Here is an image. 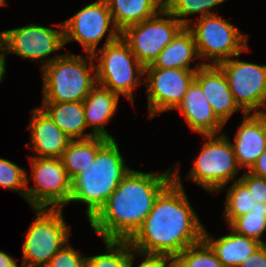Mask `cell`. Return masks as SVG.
I'll use <instances>...</instances> for the list:
<instances>
[{
	"label": "cell",
	"instance_id": "obj_1",
	"mask_svg": "<svg viewBox=\"0 0 266 267\" xmlns=\"http://www.w3.org/2000/svg\"><path fill=\"white\" fill-rule=\"evenodd\" d=\"M204 225L191 207L178 169L174 180L157 197L141 227L128 240L133 250L173 259L203 239Z\"/></svg>",
	"mask_w": 266,
	"mask_h": 267
},
{
	"label": "cell",
	"instance_id": "obj_2",
	"mask_svg": "<svg viewBox=\"0 0 266 267\" xmlns=\"http://www.w3.org/2000/svg\"><path fill=\"white\" fill-rule=\"evenodd\" d=\"M173 180L170 169L160 175L131 169L89 220L91 228L103 240H129Z\"/></svg>",
	"mask_w": 266,
	"mask_h": 267
},
{
	"label": "cell",
	"instance_id": "obj_3",
	"mask_svg": "<svg viewBox=\"0 0 266 267\" xmlns=\"http://www.w3.org/2000/svg\"><path fill=\"white\" fill-rule=\"evenodd\" d=\"M130 170L116 140L109 139L98 150L94 163L71 180L70 202L87 204V219L90 220Z\"/></svg>",
	"mask_w": 266,
	"mask_h": 267
},
{
	"label": "cell",
	"instance_id": "obj_4",
	"mask_svg": "<svg viewBox=\"0 0 266 267\" xmlns=\"http://www.w3.org/2000/svg\"><path fill=\"white\" fill-rule=\"evenodd\" d=\"M94 59L91 54L85 57L70 53L46 59L41 67L43 103L83 101L97 84Z\"/></svg>",
	"mask_w": 266,
	"mask_h": 267
},
{
	"label": "cell",
	"instance_id": "obj_5",
	"mask_svg": "<svg viewBox=\"0 0 266 267\" xmlns=\"http://www.w3.org/2000/svg\"><path fill=\"white\" fill-rule=\"evenodd\" d=\"M34 211L36 218L24 233L21 267H45L70 236L62 208H34Z\"/></svg>",
	"mask_w": 266,
	"mask_h": 267
},
{
	"label": "cell",
	"instance_id": "obj_6",
	"mask_svg": "<svg viewBox=\"0 0 266 267\" xmlns=\"http://www.w3.org/2000/svg\"><path fill=\"white\" fill-rule=\"evenodd\" d=\"M96 54H100L99 63L95 65L97 84L119 97L123 94L133 103V90L141 84L140 77L145 76V67L131 52L128 43L120 36L96 51L94 58Z\"/></svg>",
	"mask_w": 266,
	"mask_h": 267
},
{
	"label": "cell",
	"instance_id": "obj_7",
	"mask_svg": "<svg viewBox=\"0 0 266 267\" xmlns=\"http://www.w3.org/2000/svg\"><path fill=\"white\" fill-rule=\"evenodd\" d=\"M216 136L205 135L208 141L202 145L188 173L189 179L213 193L221 191L231 179L238 176L241 169L228 136L224 133Z\"/></svg>",
	"mask_w": 266,
	"mask_h": 267
},
{
	"label": "cell",
	"instance_id": "obj_8",
	"mask_svg": "<svg viewBox=\"0 0 266 267\" xmlns=\"http://www.w3.org/2000/svg\"><path fill=\"white\" fill-rule=\"evenodd\" d=\"M187 27L193 34L199 57L208 58L212 65L234 56L238 59L240 53L249 50L247 35L216 14L199 17L196 25Z\"/></svg>",
	"mask_w": 266,
	"mask_h": 267
},
{
	"label": "cell",
	"instance_id": "obj_9",
	"mask_svg": "<svg viewBox=\"0 0 266 267\" xmlns=\"http://www.w3.org/2000/svg\"><path fill=\"white\" fill-rule=\"evenodd\" d=\"M184 27L163 8L154 17L127 27L121 32V37L128 43L136 59L146 67L154 63L160 52Z\"/></svg>",
	"mask_w": 266,
	"mask_h": 267
},
{
	"label": "cell",
	"instance_id": "obj_10",
	"mask_svg": "<svg viewBox=\"0 0 266 267\" xmlns=\"http://www.w3.org/2000/svg\"><path fill=\"white\" fill-rule=\"evenodd\" d=\"M33 187L26 189L25 199L34 208H62L70 202L71 179L61 158L31 157Z\"/></svg>",
	"mask_w": 266,
	"mask_h": 267
},
{
	"label": "cell",
	"instance_id": "obj_11",
	"mask_svg": "<svg viewBox=\"0 0 266 267\" xmlns=\"http://www.w3.org/2000/svg\"><path fill=\"white\" fill-rule=\"evenodd\" d=\"M111 22L113 26L109 28ZM62 23L65 45L70 41H78L85 52L91 55L97 51V45L106 32L109 33L104 45L121 36V32L113 24V18L105 0H97L84 6Z\"/></svg>",
	"mask_w": 266,
	"mask_h": 267
},
{
	"label": "cell",
	"instance_id": "obj_12",
	"mask_svg": "<svg viewBox=\"0 0 266 267\" xmlns=\"http://www.w3.org/2000/svg\"><path fill=\"white\" fill-rule=\"evenodd\" d=\"M243 114L266 106V65L228 59L218 64Z\"/></svg>",
	"mask_w": 266,
	"mask_h": 267
},
{
	"label": "cell",
	"instance_id": "obj_13",
	"mask_svg": "<svg viewBox=\"0 0 266 267\" xmlns=\"http://www.w3.org/2000/svg\"><path fill=\"white\" fill-rule=\"evenodd\" d=\"M58 25L62 27L61 30L32 23L20 28L1 31L0 42L6 53L44 63L43 58L65 46L63 23Z\"/></svg>",
	"mask_w": 266,
	"mask_h": 267
},
{
	"label": "cell",
	"instance_id": "obj_14",
	"mask_svg": "<svg viewBox=\"0 0 266 267\" xmlns=\"http://www.w3.org/2000/svg\"><path fill=\"white\" fill-rule=\"evenodd\" d=\"M198 69H144L149 117L175 109L182 101Z\"/></svg>",
	"mask_w": 266,
	"mask_h": 267
},
{
	"label": "cell",
	"instance_id": "obj_15",
	"mask_svg": "<svg viewBox=\"0 0 266 267\" xmlns=\"http://www.w3.org/2000/svg\"><path fill=\"white\" fill-rule=\"evenodd\" d=\"M194 80L201 86L216 116L224 123L234 112L241 110L229 88L228 80L218 65H203Z\"/></svg>",
	"mask_w": 266,
	"mask_h": 267
},
{
	"label": "cell",
	"instance_id": "obj_16",
	"mask_svg": "<svg viewBox=\"0 0 266 267\" xmlns=\"http://www.w3.org/2000/svg\"><path fill=\"white\" fill-rule=\"evenodd\" d=\"M185 117L188 126L194 132L205 135H217L225 125L214 113L201 86L193 80L182 101L175 108Z\"/></svg>",
	"mask_w": 266,
	"mask_h": 267
},
{
	"label": "cell",
	"instance_id": "obj_17",
	"mask_svg": "<svg viewBox=\"0 0 266 267\" xmlns=\"http://www.w3.org/2000/svg\"><path fill=\"white\" fill-rule=\"evenodd\" d=\"M32 112L29 129H31V148L37 155L35 157L61 158L72 139L40 107Z\"/></svg>",
	"mask_w": 266,
	"mask_h": 267
},
{
	"label": "cell",
	"instance_id": "obj_18",
	"mask_svg": "<svg viewBox=\"0 0 266 267\" xmlns=\"http://www.w3.org/2000/svg\"><path fill=\"white\" fill-rule=\"evenodd\" d=\"M243 122L235 134V143H231L239 167L249 170L259 156L266 151V129L256 113L243 115Z\"/></svg>",
	"mask_w": 266,
	"mask_h": 267
},
{
	"label": "cell",
	"instance_id": "obj_19",
	"mask_svg": "<svg viewBox=\"0 0 266 267\" xmlns=\"http://www.w3.org/2000/svg\"><path fill=\"white\" fill-rule=\"evenodd\" d=\"M119 96L109 89L98 84L90 91L83 100L85 121L87 128H90L94 136L115 139L105 129L116 113Z\"/></svg>",
	"mask_w": 266,
	"mask_h": 267
},
{
	"label": "cell",
	"instance_id": "obj_20",
	"mask_svg": "<svg viewBox=\"0 0 266 267\" xmlns=\"http://www.w3.org/2000/svg\"><path fill=\"white\" fill-rule=\"evenodd\" d=\"M200 58L192 32L185 26L158 55L152 65L144 69H199L203 65L211 63H198L195 68L190 67V62Z\"/></svg>",
	"mask_w": 266,
	"mask_h": 267
},
{
	"label": "cell",
	"instance_id": "obj_21",
	"mask_svg": "<svg viewBox=\"0 0 266 267\" xmlns=\"http://www.w3.org/2000/svg\"><path fill=\"white\" fill-rule=\"evenodd\" d=\"M231 234L214 239L203 229V240L211 247L223 267H238L249 255L254 253L261 242L237 234L231 229Z\"/></svg>",
	"mask_w": 266,
	"mask_h": 267
},
{
	"label": "cell",
	"instance_id": "obj_22",
	"mask_svg": "<svg viewBox=\"0 0 266 267\" xmlns=\"http://www.w3.org/2000/svg\"><path fill=\"white\" fill-rule=\"evenodd\" d=\"M40 108L72 140L94 136L92 133H84L87 126L83 101L43 103Z\"/></svg>",
	"mask_w": 266,
	"mask_h": 267
},
{
	"label": "cell",
	"instance_id": "obj_23",
	"mask_svg": "<svg viewBox=\"0 0 266 267\" xmlns=\"http://www.w3.org/2000/svg\"><path fill=\"white\" fill-rule=\"evenodd\" d=\"M113 18L114 26L120 31L152 18L164 8V0H105Z\"/></svg>",
	"mask_w": 266,
	"mask_h": 267
},
{
	"label": "cell",
	"instance_id": "obj_24",
	"mask_svg": "<svg viewBox=\"0 0 266 267\" xmlns=\"http://www.w3.org/2000/svg\"><path fill=\"white\" fill-rule=\"evenodd\" d=\"M108 140L104 137L93 136L88 139L70 141L62 153L61 160L71 180L94 163L98 150Z\"/></svg>",
	"mask_w": 266,
	"mask_h": 267
},
{
	"label": "cell",
	"instance_id": "obj_25",
	"mask_svg": "<svg viewBox=\"0 0 266 267\" xmlns=\"http://www.w3.org/2000/svg\"><path fill=\"white\" fill-rule=\"evenodd\" d=\"M229 227L237 234L266 244V242L260 240L261 235L266 231V203L255 202L247 214L236 218Z\"/></svg>",
	"mask_w": 266,
	"mask_h": 267
},
{
	"label": "cell",
	"instance_id": "obj_26",
	"mask_svg": "<svg viewBox=\"0 0 266 267\" xmlns=\"http://www.w3.org/2000/svg\"><path fill=\"white\" fill-rule=\"evenodd\" d=\"M225 1L226 0H164V8L184 26H189L192 20L187 18L188 15L200 14V17L212 15L214 13H212L210 9Z\"/></svg>",
	"mask_w": 266,
	"mask_h": 267
},
{
	"label": "cell",
	"instance_id": "obj_27",
	"mask_svg": "<svg viewBox=\"0 0 266 267\" xmlns=\"http://www.w3.org/2000/svg\"><path fill=\"white\" fill-rule=\"evenodd\" d=\"M227 191L224 217L230 225L236 218L247 214L256 201L240 179H237Z\"/></svg>",
	"mask_w": 266,
	"mask_h": 267
},
{
	"label": "cell",
	"instance_id": "obj_28",
	"mask_svg": "<svg viewBox=\"0 0 266 267\" xmlns=\"http://www.w3.org/2000/svg\"><path fill=\"white\" fill-rule=\"evenodd\" d=\"M174 267H223L211 247L202 239L173 259Z\"/></svg>",
	"mask_w": 266,
	"mask_h": 267
},
{
	"label": "cell",
	"instance_id": "obj_29",
	"mask_svg": "<svg viewBox=\"0 0 266 267\" xmlns=\"http://www.w3.org/2000/svg\"><path fill=\"white\" fill-rule=\"evenodd\" d=\"M106 253L87 257V267H128V240H103Z\"/></svg>",
	"mask_w": 266,
	"mask_h": 267
},
{
	"label": "cell",
	"instance_id": "obj_30",
	"mask_svg": "<svg viewBox=\"0 0 266 267\" xmlns=\"http://www.w3.org/2000/svg\"><path fill=\"white\" fill-rule=\"evenodd\" d=\"M28 182L24 169L7 159L0 158V186L16 191L25 198Z\"/></svg>",
	"mask_w": 266,
	"mask_h": 267
},
{
	"label": "cell",
	"instance_id": "obj_31",
	"mask_svg": "<svg viewBox=\"0 0 266 267\" xmlns=\"http://www.w3.org/2000/svg\"><path fill=\"white\" fill-rule=\"evenodd\" d=\"M45 267H87V257H82L69 244H65Z\"/></svg>",
	"mask_w": 266,
	"mask_h": 267
},
{
	"label": "cell",
	"instance_id": "obj_32",
	"mask_svg": "<svg viewBox=\"0 0 266 267\" xmlns=\"http://www.w3.org/2000/svg\"><path fill=\"white\" fill-rule=\"evenodd\" d=\"M134 251V253H133ZM135 256L142 257V262L137 267H173V258L163 254H148L133 250L129 243V265L134 264Z\"/></svg>",
	"mask_w": 266,
	"mask_h": 267
},
{
	"label": "cell",
	"instance_id": "obj_33",
	"mask_svg": "<svg viewBox=\"0 0 266 267\" xmlns=\"http://www.w3.org/2000/svg\"><path fill=\"white\" fill-rule=\"evenodd\" d=\"M239 179L247 186L257 203H266V178L256 176L246 170Z\"/></svg>",
	"mask_w": 266,
	"mask_h": 267
},
{
	"label": "cell",
	"instance_id": "obj_34",
	"mask_svg": "<svg viewBox=\"0 0 266 267\" xmlns=\"http://www.w3.org/2000/svg\"><path fill=\"white\" fill-rule=\"evenodd\" d=\"M238 267H266V244H262L249 255Z\"/></svg>",
	"mask_w": 266,
	"mask_h": 267
},
{
	"label": "cell",
	"instance_id": "obj_35",
	"mask_svg": "<svg viewBox=\"0 0 266 267\" xmlns=\"http://www.w3.org/2000/svg\"><path fill=\"white\" fill-rule=\"evenodd\" d=\"M248 171L256 176L266 178V151L259 156L255 164Z\"/></svg>",
	"mask_w": 266,
	"mask_h": 267
},
{
	"label": "cell",
	"instance_id": "obj_36",
	"mask_svg": "<svg viewBox=\"0 0 266 267\" xmlns=\"http://www.w3.org/2000/svg\"><path fill=\"white\" fill-rule=\"evenodd\" d=\"M0 267H19L16 260L3 251H0Z\"/></svg>",
	"mask_w": 266,
	"mask_h": 267
},
{
	"label": "cell",
	"instance_id": "obj_37",
	"mask_svg": "<svg viewBox=\"0 0 266 267\" xmlns=\"http://www.w3.org/2000/svg\"><path fill=\"white\" fill-rule=\"evenodd\" d=\"M6 52L3 45L0 42V83L4 77L6 71Z\"/></svg>",
	"mask_w": 266,
	"mask_h": 267
},
{
	"label": "cell",
	"instance_id": "obj_38",
	"mask_svg": "<svg viewBox=\"0 0 266 267\" xmlns=\"http://www.w3.org/2000/svg\"><path fill=\"white\" fill-rule=\"evenodd\" d=\"M256 114L260 117L266 129V106L262 108V110L258 111Z\"/></svg>",
	"mask_w": 266,
	"mask_h": 267
},
{
	"label": "cell",
	"instance_id": "obj_39",
	"mask_svg": "<svg viewBox=\"0 0 266 267\" xmlns=\"http://www.w3.org/2000/svg\"><path fill=\"white\" fill-rule=\"evenodd\" d=\"M6 0H0V7L1 6H7Z\"/></svg>",
	"mask_w": 266,
	"mask_h": 267
}]
</instances>
